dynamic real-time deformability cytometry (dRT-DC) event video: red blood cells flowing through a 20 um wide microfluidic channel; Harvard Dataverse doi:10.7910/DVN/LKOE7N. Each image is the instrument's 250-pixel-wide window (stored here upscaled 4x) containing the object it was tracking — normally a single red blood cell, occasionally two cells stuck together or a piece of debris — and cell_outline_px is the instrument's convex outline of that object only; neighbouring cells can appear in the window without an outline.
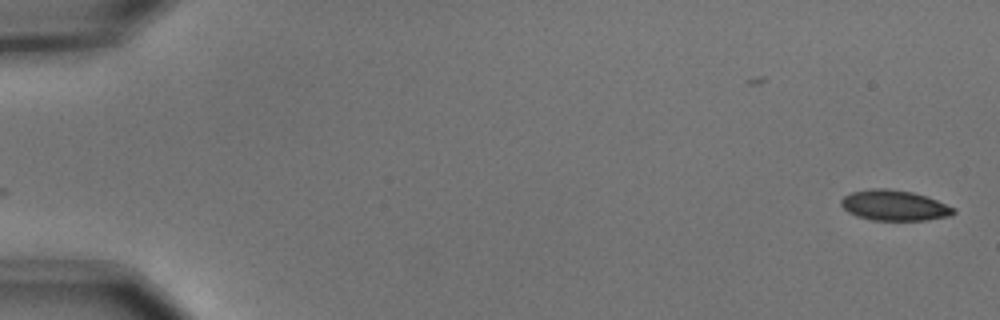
{"species": "common noctule bat (a hibernating species)", "species_latin": "Nyctalus noctula", "temperature_condition": "cold", "stored_images_in_passage": 55, "camera_frame_rate_fps": 3000, "um_per_image_px": 0.085, "animal": {"sex": "male", "body_mass_g": 15.6}, "frame": {"image": 1, "passage_image": 1, "time_ms": 0.0, "image_size_px": [1000, 320], "cell_outline_px": [[956, 212], [952, 216], [928, 220], [872, 220], [856, 216], [848, 212], [840, 204], [840, 200], [844, 196], [852, 192], [872, 188], [888, 188], [912, 192], [936, 200], [956, 208]], "centroid_in_image_um": [76.02, 17.46], "position_along_channel_um": 9.0, "area_um2": 20.06}}
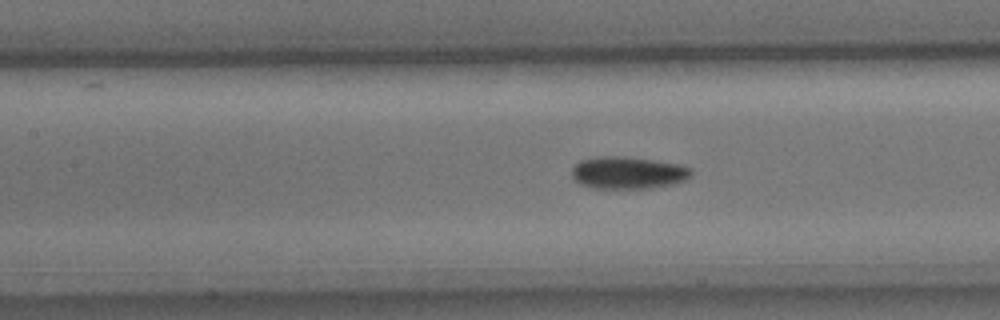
{"frame": {"image": 2, "passage_image": 25, "time_ms": 8.0, "image_size_px": [1000, 320], "cell_outline_px": [[692, 176], [684, 180], [672, 184], [652, 188], [596, 188], [580, 184], [572, 176], [572, 168], [580, 160], [600, 156], [624, 156], [652, 160], [676, 164], [692, 168]], "centroid_in_image_um": [53.38, 14.68], "position_along_channel_um": 154.0, "area_um2": 22.31}}
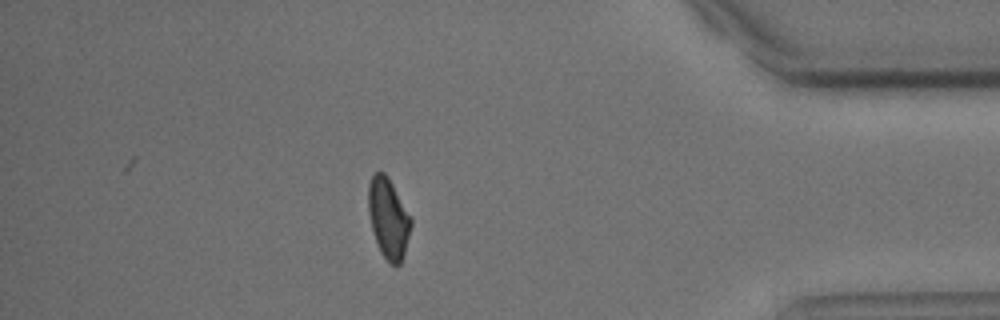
{"frame": {"image": 3, "passage_image": 48, "time_ms": 15.667, "image_size_px": [1000, 320], "cell_outline_px": [[412, 224], [404, 252], [400, 264], [388, 264], [380, 252], [372, 228], [368, 212], [368, 184], [372, 176], [376, 172], [384, 172], [388, 176], [412, 216]], "centroid_in_image_um": [33.02, 18.53], "position_along_channel_um": 402.2, "area_um2": 20.06}, "authors_computed_cell_mechanics": {"area_um2": 20.8658, "velocity_mm_per_s": 3.6815, "shape_relaxation_time_tau1_ms": 3.8075, "shape_relaxation_time_tau2_ms": null, "deformation_change_tau1": 0.1096, "deformation_change_tau2": null}}